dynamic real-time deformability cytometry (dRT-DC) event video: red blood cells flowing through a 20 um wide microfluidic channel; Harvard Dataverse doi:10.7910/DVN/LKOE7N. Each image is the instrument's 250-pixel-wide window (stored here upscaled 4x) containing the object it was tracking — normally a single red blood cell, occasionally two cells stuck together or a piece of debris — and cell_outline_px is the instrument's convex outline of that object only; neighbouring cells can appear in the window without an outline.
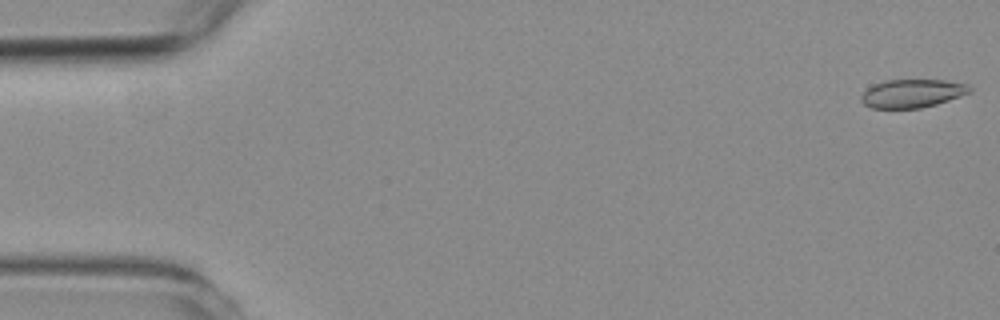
{"species": "common noctule bat (a hibernating species)", "species_latin": "Nyctalus noctula", "temperature_condition": "room temperature", "stored_images_in_passage": 8, "camera_frame_rate_fps": 3000, "um_per_image_px": 0.085, "animal": {"sex": "female", "body_mass_g": 19.3, "forearm_length_mm": 54.1}, "frame": {"image": 1, "passage_image": 1, "time_ms": 0.0, "image_size_px": [1000, 320], "cell_outline_px": [[972, 92], [936, 104], [920, 108], [872, 108], [864, 104], [860, 100], [860, 96], [872, 84], [884, 80], [944, 80], [968, 84], [972, 88]], "centroid_in_image_um": [77.53, 7.93], "position_along_channel_um": 7.5, "area_um2": 17.98}}